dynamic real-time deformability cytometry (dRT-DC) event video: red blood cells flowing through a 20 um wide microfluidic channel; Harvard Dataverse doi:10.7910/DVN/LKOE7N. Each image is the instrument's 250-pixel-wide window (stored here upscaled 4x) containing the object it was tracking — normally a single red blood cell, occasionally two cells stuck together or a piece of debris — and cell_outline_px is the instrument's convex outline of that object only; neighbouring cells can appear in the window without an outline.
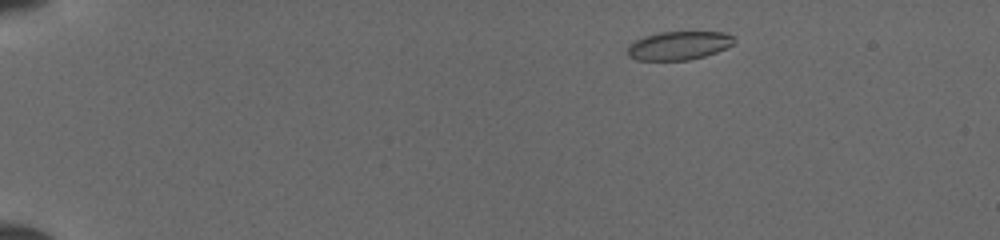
{"species": "common noctule bat (a hibernating species)", "species_latin": "Nyctalus noctula", "temperature_condition": "cold", "stored_images_in_passage": 19, "camera_frame_rate_fps": 3000, "um_per_image_px": 0.085, "animal": {"sex": "female", "body_mass_g": 19.5, "forearm_length_mm": 54.1}, "frame": {"image": 1, "passage_image": 4, "time_ms": 1.0, "image_size_px": [1000, 240], "cell_outline_px": [[736, 40], [728, 48], [704, 56], [688, 60], [636, 60], [628, 56], [628, 44], [644, 36], [660, 32], [724, 32], [732, 36]], "centroid_in_image_um": [57.69, 3.87], "position_along_channel_um": 27.3, "area_um2": 17.74}}
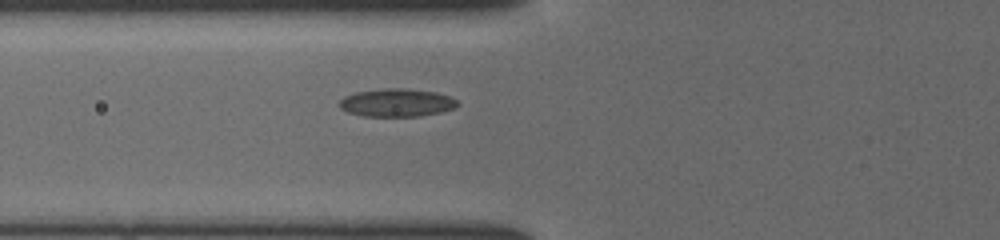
{"frame": {"image": 2, "passage_image": 13, "time_ms": 4.0, "image_size_px": [1000, 240], "cell_outline_px": [[460, 104], [456, 108], [440, 112], [420, 116], [364, 116], [348, 112], [340, 108], [340, 100], [344, 96], [356, 92], [384, 88], [408, 88], [436, 92], [448, 96], [456, 100]], "centroid_in_image_um": [33.74, 8.72], "position_along_channel_um": 92.1, "area_um2": 19.31}}
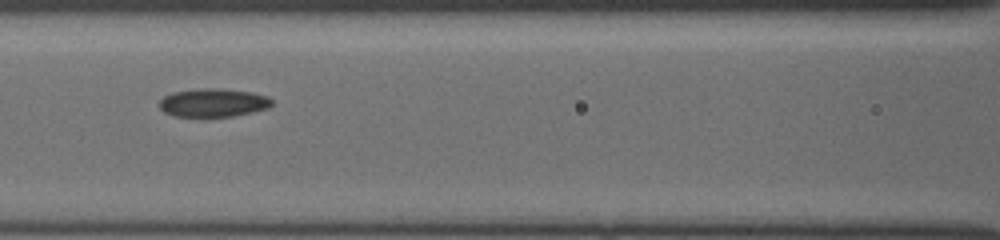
{"frame": {"image": 3, "passage_image": 17, "time_ms": 5.333, "image_size_px": [1000, 240], "cell_outline_px": [[272, 104], [268, 108], [252, 112], [232, 116], [172, 116], [164, 112], [160, 108], [160, 100], [164, 96], [172, 92], [196, 88], [220, 88], [252, 92], [268, 96], [272, 100]], "centroid_in_image_um": [18.12, 8.71], "position_along_channel_um": 148.5, "area_um2": 18.67}}